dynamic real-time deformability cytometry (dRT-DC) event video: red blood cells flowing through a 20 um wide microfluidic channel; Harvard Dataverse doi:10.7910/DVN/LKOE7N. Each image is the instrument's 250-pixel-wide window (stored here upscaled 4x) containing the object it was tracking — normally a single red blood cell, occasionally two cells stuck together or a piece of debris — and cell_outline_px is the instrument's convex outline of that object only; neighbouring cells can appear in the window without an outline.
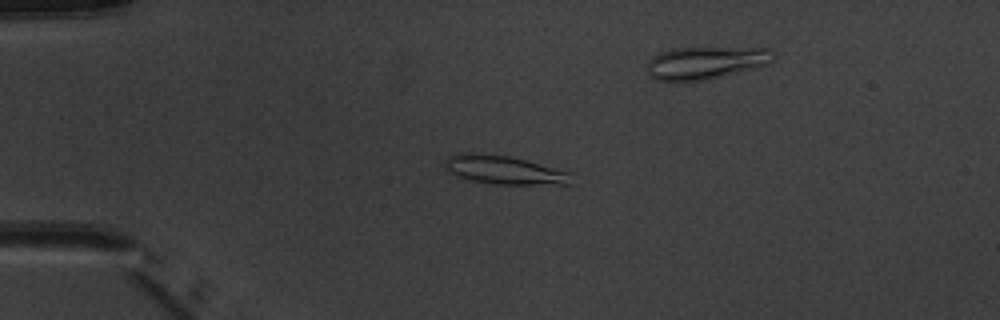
{"species": "common noctule bat (a hibernating species)", "species_latin": "Nyctalus noctula", "temperature_condition": "warm", "stored_images_in_passage": 5, "camera_frame_rate_fps": 3000, "um_per_image_px": 0.085, "animal": {"sex": "male", "body_mass_g": 20.1, "forearm_length_mm": 53.5}, "frame": {"image": 1, "passage_image": 3, "time_ms": 2.333, "image_size_px": [1000, 320], "cell_outline_px": [[572, 184], [496, 184], [472, 180], [448, 172], [444, 168], [444, 160], [448, 156], [460, 152], [468, 152], [508, 156], [572, 172]], "centroid_in_image_um": [42.84, 14.44], "position_along_channel_um": 42.2, "area_um2": 20.98}}